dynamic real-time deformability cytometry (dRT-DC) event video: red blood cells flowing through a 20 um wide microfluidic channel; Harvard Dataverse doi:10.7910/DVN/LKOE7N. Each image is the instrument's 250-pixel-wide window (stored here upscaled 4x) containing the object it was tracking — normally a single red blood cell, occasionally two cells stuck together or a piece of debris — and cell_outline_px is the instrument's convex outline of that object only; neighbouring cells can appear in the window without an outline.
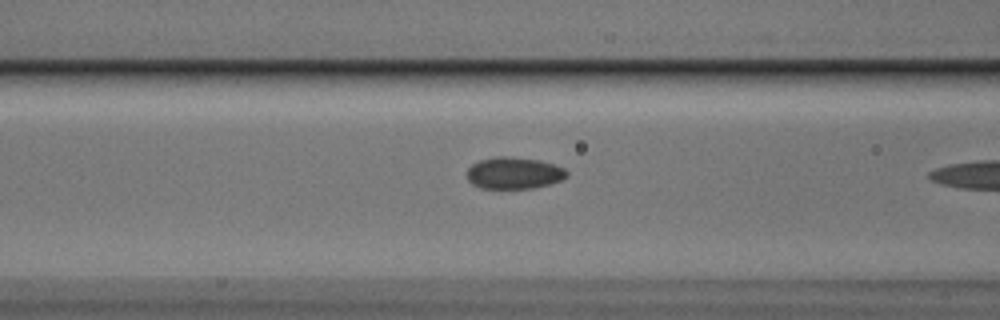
{"species": "Egyptian fruit bat (a non-hibernating species)", "species_latin": "Rousettus aegyptiacus", "temperature_condition": "cold", "stored_images_in_passage": 9, "camera_frame_rate_fps": 3000, "um_per_image_px": 0.085, "animal": {"sex": "male"}, "frame": {"image": 1, "passage_image": 8, "time_ms": 2.333, "image_size_px": [1000, 320], "cell_outline_px": [[568, 176], [552, 184], [532, 188], [480, 188], [472, 184], [468, 180], [468, 168], [472, 164], [480, 160], [492, 156], [508, 156], [540, 160], [564, 168], [568, 172]], "centroid_in_image_um": [43.69, 14.7], "position_along_channel_um": 122.9, "area_um2": 18.55}}